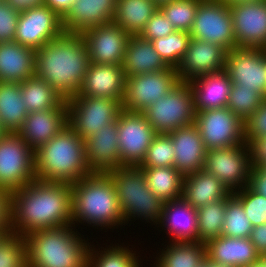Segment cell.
<instances>
[{
    "label": "cell",
    "instance_id": "8fae6325",
    "mask_svg": "<svg viewBox=\"0 0 266 267\" xmlns=\"http://www.w3.org/2000/svg\"><path fill=\"white\" fill-rule=\"evenodd\" d=\"M194 124L206 151L246 143L244 121L227 107L198 111Z\"/></svg>",
    "mask_w": 266,
    "mask_h": 267
},
{
    "label": "cell",
    "instance_id": "680465c9",
    "mask_svg": "<svg viewBox=\"0 0 266 267\" xmlns=\"http://www.w3.org/2000/svg\"><path fill=\"white\" fill-rule=\"evenodd\" d=\"M263 67H264V75H265V97H266V56L263 58Z\"/></svg>",
    "mask_w": 266,
    "mask_h": 267
},
{
    "label": "cell",
    "instance_id": "4316f807",
    "mask_svg": "<svg viewBox=\"0 0 266 267\" xmlns=\"http://www.w3.org/2000/svg\"><path fill=\"white\" fill-rule=\"evenodd\" d=\"M206 256L217 263L243 267L258 261L259 254L250 238L219 236L206 243Z\"/></svg>",
    "mask_w": 266,
    "mask_h": 267
},
{
    "label": "cell",
    "instance_id": "be15d7a7",
    "mask_svg": "<svg viewBox=\"0 0 266 267\" xmlns=\"http://www.w3.org/2000/svg\"><path fill=\"white\" fill-rule=\"evenodd\" d=\"M198 267H207V261L206 260H204V263H202L200 266H198Z\"/></svg>",
    "mask_w": 266,
    "mask_h": 267
},
{
    "label": "cell",
    "instance_id": "8992f818",
    "mask_svg": "<svg viewBox=\"0 0 266 267\" xmlns=\"http://www.w3.org/2000/svg\"><path fill=\"white\" fill-rule=\"evenodd\" d=\"M106 173L114 183L125 225L133 218H142L146 222L150 220L156 227L162 216L164 202L149 189L142 169L123 166Z\"/></svg>",
    "mask_w": 266,
    "mask_h": 267
},
{
    "label": "cell",
    "instance_id": "9c48e42d",
    "mask_svg": "<svg viewBox=\"0 0 266 267\" xmlns=\"http://www.w3.org/2000/svg\"><path fill=\"white\" fill-rule=\"evenodd\" d=\"M36 179L35 152L17 134L0 139V188L19 189Z\"/></svg>",
    "mask_w": 266,
    "mask_h": 267
},
{
    "label": "cell",
    "instance_id": "94428289",
    "mask_svg": "<svg viewBox=\"0 0 266 267\" xmlns=\"http://www.w3.org/2000/svg\"><path fill=\"white\" fill-rule=\"evenodd\" d=\"M7 132L3 129L2 124L0 122V139L3 138Z\"/></svg>",
    "mask_w": 266,
    "mask_h": 267
},
{
    "label": "cell",
    "instance_id": "52a82bcc",
    "mask_svg": "<svg viewBox=\"0 0 266 267\" xmlns=\"http://www.w3.org/2000/svg\"><path fill=\"white\" fill-rule=\"evenodd\" d=\"M158 134H168L194 124V92L189 82L179 81L166 95L142 111Z\"/></svg>",
    "mask_w": 266,
    "mask_h": 267
},
{
    "label": "cell",
    "instance_id": "f907efd6",
    "mask_svg": "<svg viewBox=\"0 0 266 267\" xmlns=\"http://www.w3.org/2000/svg\"><path fill=\"white\" fill-rule=\"evenodd\" d=\"M248 187L259 195L266 197V170L251 167Z\"/></svg>",
    "mask_w": 266,
    "mask_h": 267
},
{
    "label": "cell",
    "instance_id": "681fc988",
    "mask_svg": "<svg viewBox=\"0 0 266 267\" xmlns=\"http://www.w3.org/2000/svg\"><path fill=\"white\" fill-rule=\"evenodd\" d=\"M250 148L251 167L266 168V136L252 139Z\"/></svg>",
    "mask_w": 266,
    "mask_h": 267
},
{
    "label": "cell",
    "instance_id": "7a4b0ae2",
    "mask_svg": "<svg viewBox=\"0 0 266 267\" xmlns=\"http://www.w3.org/2000/svg\"><path fill=\"white\" fill-rule=\"evenodd\" d=\"M36 76L65 100L77 95L90 64L81 34L64 33L36 50Z\"/></svg>",
    "mask_w": 266,
    "mask_h": 267
},
{
    "label": "cell",
    "instance_id": "e575fe53",
    "mask_svg": "<svg viewBox=\"0 0 266 267\" xmlns=\"http://www.w3.org/2000/svg\"><path fill=\"white\" fill-rule=\"evenodd\" d=\"M20 89L28 113L62 107L67 102L47 82L36 75L20 82Z\"/></svg>",
    "mask_w": 266,
    "mask_h": 267
},
{
    "label": "cell",
    "instance_id": "bcb514c9",
    "mask_svg": "<svg viewBox=\"0 0 266 267\" xmlns=\"http://www.w3.org/2000/svg\"><path fill=\"white\" fill-rule=\"evenodd\" d=\"M266 136V98L253 114L244 121V138L248 144L252 139Z\"/></svg>",
    "mask_w": 266,
    "mask_h": 267
},
{
    "label": "cell",
    "instance_id": "11a10c76",
    "mask_svg": "<svg viewBox=\"0 0 266 267\" xmlns=\"http://www.w3.org/2000/svg\"><path fill=\"white\" fill-rule=\"evenodd\" d=\"M222 3L230 6L233 4H240V3H250V2H257V1H263V0H219Z\"/></svg>",
    "mask_w": 266,
    "mask_h": 267
},
{
    "label": "cell",
    "instance_id": "1f68e13d",
    "mask_svg": "<svg viewBox=\"0 0 266 267\" xmlns=\"http://www.w3.org/2000/svg\"><path fill=\"white\" fill-rule=\"evenodd\" d=\"M28 111L19 82H0V122L7 133H17Z\"/></svg>",
    "mask_w": 266,
    "mask_h": 267
},
{
    "label": "cell",
    "instance_id": "6da1fadb",
    "mask_svg": "<svg viewBox=\"0 0 266 267\" xmlns=\"http://www.w3.org/2000/svg\"><path fill=\"white\" fill-rule=\"evenodd\" d=\"M72 204L71 184L34 179L13 190V234L72 225Z\"/></svg>",
    "mask_w": 266,
    "mask_h": 267
},
{
    "label": "cell",
    "instance_id": "f546056e",
    "mask_svg": "<svg viewBox=\"0 0 266 267\" xmlns=\"http://www.w3.org/2000/svg\"><path fill=\"white\" fill-rule=\"evenodd\" d=\"M230 193L214 175L204 170L183 178L182 199L195 209L226 198Z\"/></svg>",
    "mask_w": 266,
    "mask_h": 267
},
{
    "label": "cell",
    "instance_id": "6125c7cd",
    "mask_svg": "<svg viewBox=\"0 0 266 267\" xmlns=\"http://www.w3.org/2000/svg\"><path fill=\"white\" fill-rule=\"evenodd\" d=\"M243 267H260V264L258 262H256L254 264H249V265L243 266Z\"/></svg>",
    "mask_w": 266,
    "mask_h": 267
},
{
    "label": "cell",
    "instance_id": "db71d44e",
    "mask_svg": "<svg viewBox=\"0 0 266 267\" xmlns=\"http://www.w3.org/2000/svg\"><path fill=\"white\" fill-rule=\"evenodd\" d=\"M76 0H45V5L63 17Z\"/></svg>",
    "mask_w": 266,
    "mask_h": 267
},
{
    "label": "cell",
    "instance_id": "5bb4252c",
    "mask_svg": "<svg viewBox=\"0 0 266 267\" xmlns=\"http://www.w3.org/2000/svg\"><path fill=\"white\" fill-rule=\"evenodd\" d=\"M176 68L126 77L122 109L142 112L166 95L178 82Z\"/></svg>",
    "mask_w": 266,
    "mask_h": 267
},
{
    "label": "cell",
    "instance_id": "e7e4bbea",
    "mask_svg": "<svg viewBox=\"0 0 266 267\" xmlns=\"http://www.w3.org/2000/svg\"><path fill=\"white\" fill-rule=\"evenodd\" d=\"M6 235L2 232H0V241L5 237Z\"/></svg>",
    "mask_w": 266,
    "mask_h": 267
},
{
    "label": "cell",
    "instance_id": "816d5d0a",
    "mask_svg": "<svg viewBox=\"0 0 266 267\" xmlns=\"http://www.w3.org/2000/svg\"><path fill=\"white\" fill-rule=\"evenodd\" d=\"M249 238L259 255L266 254V223L253 227Z\"/></svg>",
    "mask_w": 266,
    "mask_h": 267
},
{
    "label": "cell",
    "instance_id": "74e56055",
    "mask_svg": "<svg viewBox=\"0 0 266 267\" xmlns=\"http://www.w3.org/2000/svg\"><path fill=\"white\" fill-rule=\"evenodd\" d=\"M190 39V32L176 30L168 36L157 38L151 42L164 62L169 67L177 68L186 53Z\"/></svg>",
    "mask_w": 266,
    "mask_h": 267
},
{
    "label": "cell",
    "instance_id": "836d02e7",
    "mask_svg": "<svg viewBox=\"0 0 266 267\" xmlns=\"http://www.w3.org/2000/svg\"><path fill=\"white\" fill-rule=\"evenodd\" d=\"M149 189L164 203L182 198L184 176L175 167H140Z\"/></svg>",
    "mask_w": 266,
    "mask_h": 267
},
{
    "label": "cell",
    "instance_id": "7bdbcfd3",
    "mask_svg": "<svg viewBox=\"0 0 266 267\" xmlns=\"http://www.w3.org/2000/svg\"><path fill=\"white\" fill-rule=\"evenodd\" d=\"M174 146L168 134H158L150 144L139 167H173Z\"/></svg>",
    "mask_w": 266,
    "mask_h": 267
},
{
    "label": "cell",
    "instance_id": "d590c367",
    "mask_svg": "<svg viewBox=\"0 0 266 267\" xmlns=\"http://www.w3.org/2000/svg\"><path fill=\"white\" fill-rule=\"evenodd\" d=\"M226 198L211 202L197 209L198 242L206 243L212 238L221 236L224 225L227 200Z\"/></svg>",
    "mask_w": 266,
    "mask_h": 267
},
{
    "label": "cell",
    "instance_id": "6f0895ef",
    "mask_svg": "<svg viewBox=\"0 0 266 267\" xmlns=\"http://www.w3.org/2000/svg\"><path fill=\"white\" fill-rule=\"evenodd\" d=\"M260 267H266V254L259 255L258 261Z\"/></svg>",
    "mask_w": 266,
    "mask_h": 267
},
{
    "label": "cell",
    "instance_id": "9a60e30c",
    "mask_svg": "<svg viewBox=\"0 0 266 267\" xmlns=\"http://www.w3.org/2000/svg\"><path fill=\"white\" fill-rule=\"evenodd\" d=\"M64 33L62 17L44 4L20 12L14 41L38 50Z\"/></svg>",
    "mask_w": 266,
    "mask_h": 267
},
{
    "label": "cell",
    "instance_id": "7c38bea8",
    "mask_svg": "<svg viewBox=\"0 0 266 267\" xmlns=\"http://www.w3.org/2000/svg\"><path fill=\"white\" fill-rule=\"evenodd\" d=\"M116 121L122 167H139L158 133L142 112L122 109Z\"/></svg>",
    "mask_w": 266,
    "mask_h": 267
},
{
    "label": "cell",
    "instance_id": "484cf974",
    "mask_svg": "<svg viewBox=\"0 0 266 267\" xmlns=\"http://www.w3.org/2000/svg\"><path fill=\"white\" fill-rule=\"evenodd\" d=\"M36 50L15 41L0 43V82H23L36 74Z\"/></svg>",
    "mask_w": 266,
    "mask_h": 267
},
{
    "label": "cell",
    "instance_id": "60d3db41",
    "mask_svg": "<svg viewBox=\"0 0 266 267\" xmlns=\"http://www.w3.org/2000/svg\"><path fill=\"white\" fill-rule=\"evenodd\" d=\"M265 98L260 91H253L243 88V85L232 84L226 107L242 121H246Z\"/></svg>",
    "mask_w": 266,
    "mask_h": 267
},
{
    "label": "cell",
    "instance_id": "ac0fdd59",
    "mask_svg": "<svg viewBox=\"0 0 266 267\" xmlns=\"http://www.w3.org/2000/svg\"><path fill=\"white\" fill-rule=\"evenodd\" d=\"M236 48L266 49V1L229 6Z\"/></svg>",
    "mask_w": 266,
    "mask_h": 267
},
{
    "label": "cell",
    "instance_id": "83f0119b",
    "mask_svg": "<svg viewBox=\"0 0 266 267\" xmlns=\"http://www.w3.org/2000/svg\"><path fill=\"white\" fill-rule=\"evenodd\" d=\"M125 77L167 70L169 66L154 49L150 40L130 36L122 63Z\"/></svg>",
    "mask_w": 266,
    "mask_h": 267
},
{
    "label": "cell",
    "instance_id": "2e32d148",
    "mask_svg": "<svg viewBox=\"0 0 266 267\" xmlns=\"http://www.w3.org/2000/svg\"><path fill=\"white\" fill-rule=\"evenodd\" d=\"M89 60L96 64L122 65L130 35L114 22L95 26L82 34Z\"/></svg>",
    "mask_w": 266,
    "mask_h": 267
},
{
    "label": "cell",
    "instance_id": "f5cc1de1",
    "mask_svg": "<svg viewBox=\"0 0 266 267\" xmlns=\"http://www.w3.org/2000/svg\"><path fill=\"white\" fill-rule=\"evenodd\" d=\"M17 12H23L45 4V0H2Z\"/></svg>",
    "mask_w": 266,
    "mask_h": 267
},
{
    "label": "cell",
    "instance_id": "7402d4cb",
    "mask_svg": "<svg viewBox=\"0 0 266 267\" xmlns=\"http://www.w3.org/2000/svg\"><path fill=\"white\" fill-rule=\"evenodd\" d=\"M84 141L86 160L91 172L106 173L122 167L117 121L104 126Z\"/></svg>",
    "mask_w": 266,
    "mask_h": 267
},
{
    "label": "cell",
    "instance_id": "cb8c5ba5",
    "mask_svg": "<svg viewBox=\"0 0 266 267\" xmlns=\"http://www.w3.org/2000/svg\"><path fill=\"white\" fill-rule=\"evenodd\" d=\"M174 146L175 167L183 176L203 170L206 148L197 126L191 124L168 133Z\"/></svg>",
    "mask_w": 266,
    "mask_h": 267
},
{
    "label": "cell",
    "instance_id": "f6af8a7d",
    "mask_svg": "<svg viewBox=\"0 0 266 267\" xmlns=\"http://www.w3.org/2000/svg\"><path fill=\"white\" fill-rule=\"evenodd\" d=\"M175 31L176 29L172 26V22L158 9L146 23L140 36L152 41L160 37L168 36Z\"/></svg>",
    "mask_w": 266,
    "mask_h": 267
},
{
    "label": "cell",
    "instance_id": "3957f363",
    "mask_svg": "<svg viewBox=\"0 0 266 267\" xmlns=\"http://www.w3.org/2000/svg\"><path fill=\"white\" fill-rule=\"evenodd\" d=\"M71 186L74 228L78 222L100 226L101 230L125 225L114 183L107 173L92 172Z\"/></svg>",
    "mask_w": 266,
    "mask_h": 267
},
{
    "label": "cell",
    "instance_id": "ba28073f",
    "mask_svg": "<svg viewBox=\"0 0 266 267\" xmlns=\"http://www.w3.org/2000/svg\"><path fill=\"white\" fill-rule=\"evenodd\" d=\"M122 110L119 100L95 96H73L67 100V122L76 134L86 140L116 122Z\"/></svg>",
    "mask_w": 266,
    "mask_h": 267
},
{
    "label": "cell",
    "instance_id": "4dcf8cb0",
    "mask_svg": "<svg viewBox=\"0 0 266 267\" xmlns=\"http://www.w3.org/2000/svg\"><path fill=\"white\" fill-rule=\"evenodd\" d=\"M158 9L159 6L152 0H117L112 22L130 36L140 35Z\"/></svg>",
    "mask_w": 266,
    "mask_h": 267
},
{
    "label": "cell",
    "instance_id": "91938a15",
    "mask_svg": "<svg viewBox=\"0 0 266 267\" xmlns=\"http://www.w3.org/2000/svg\"><path fill=\"white\" fill-rule=\"evenodd\" d=\"M154 3H156L158 6H160L163 3L171 2L172 0H152Z\"/></svg>",
    "mask_w": 266,
    "mask_h": 267
},
{
    "label": "cell",
    "instance_id": "f35d334b",
    "mask_svg": "<svg viewBox=\"0 0 266 267\" xmlns=\"http://www.w3.org/2000/svg\"><path fill=\"white\" fill-rule=\"evenodd\" d=\"M253 226L246 216L242 203L232 195L227 200L222 236L235 238L250 237Z\"/></svg>",
    "mask_w": 266,
    "mask_h": 267
},
{
    "label": "cell",
    "instance_id": "f1b7e54d",
    "mask_svg": "<svg viewBox=\"0 0 266 267\" xmlns=\"http://www.w3.org/2000/svg\"><path fill=\"white\" fill-rule=\"evenodd\" d=\"M189 84L194 92L196 112L227 106L232 82L225 71L195 78Z\"/></svg>",
    "mask_w": 266,
    "mask_h": 267
},
{
    "label": "cell",
    "instance_id": "d6a6232c",
    "mask_svg": "<svg viewBox=\"0 0 266 267\" xmlns=\"http://www.w3.org/2000/svg\"><path fill=\"white\" fill-rule=\"evenodd\" d=\"M170 243V244H169ZM162 249L153 267H198L204 263L206 245L202 242H172ZM166 249V250H165Z\"/></svg>",
    "mask_w": 266,
    "mask_h": 267
},
{
    "label": "cell",
    "instance_id": "9f6ffc18",
    "mask_svg": "<svg viewBox=\"0 0 266 267\" xmlns=\"http://www.w3.org/2000/svg\"><path fill=\"white\" fill-rule=\"evenodd\" d=\"M205 260L207 261V267H232L230 265H226L223 263H217L215 261H212L207 256L205 257Z\"/></svg>",
    "mask_w": 266,
    "mask_h": 267
},
{
    "label": "cell",
    "instance_id": "5b68a950",
    "mask_svg": "<svg viewBox=\"0 0 266 267\" xmlns=\"http://www.w3.org/2000/svg\"><path fill=\"white\" fill-rule=\"evenodd\" d=\"M73 227L40 229L27 234V266L87 267L90 242L88 238L82 239Z\"/></svg>",
    "mask_w": 266,
    "mask_h": 267
},
{
    "label": "cell",
    "instance_id": "ffe728a7",
    "mask_svg": "<svg viewBox=\"0 0 266 267\" xmlns=\"http://www.w3.org/2000/svg\"><path fill=\"white\" fill-rule=\"evenodd\" d=\"M126 77L122 65L90 62L84 80L75 96H95L119 100L125 97Z\"/></svg>",
    "mask_w": 266,
    "mask_h": 267
},
{
    "label": "cell",
    "instance_id": "277c9868",
    "mask_svg": "<svg viewBox=\"0 0 266 267\" xmlns=\"http://www.w3.org/2000/svg\"><path fill=\"white\" fill-rule=\"evenodd\" d=\"M36 179L73 184L91 174L85 141L66 125L55 137L35 151Z\"/></svg>",
    "mask_w": 266,
    "mask_h": 267
},
{
    "label": "cell",
    "instance_id": "ee69618b",
    "mask_svg": "<svg viewBox=\"0 0 266 267\" xmlns=\"http://www.w3.org/2000/svg\"><path fill=\"white\" fill-rule=\"evenodd\" d=\"M233 195L242 203L253 227L266 223V197L254 192L248 186L234 192Z\"/></svg>",
    "mask_w": 266,
    "mask_h": 267
},
{
    "label": "cell",
    "instance_id": "b9f144b4",
    "mask_svg": "<svg viewBox=\"0 0 266 267\" xmlns=\"http://www.w3.org/2000/svg\"><path fill=\"white\" fill-rule=\"evenodd\" d=\"M0 267H28L25 236L11 234L0 241Z\"/></svg>",
    "mask_w": 266,
    "mask_h": 267
},
{
    "label": "cell",
    "instance_id": "d6986e66",
    "mask_svg": "<svg viewBox=\"0 0 266 267\" xmlns=\"http://www.w3.org/2000/svg\"><path fill=\"white\" fill-rule=\"evenodd\" d=\"M266 49L237 47L226 54L225 72L232 84L260 91L265 96L263 58Z\"/></svg>",
    "mask_w": 266,
    "mask_h": 267
},
{
    "label": "cell",
    "instance_id": "ab89813d",
    "mask_svg": "<svg viewBox=\"0 0 266 267\" xmlns=\"http://www.w3.org/2000/svg\"><path fill=\"white\" fill-rule=\"evenodd\" d=\"M202 0H172L159 6V10L172 22V26L178 31L190 32L196 10Z\"/></svg>",
    "mask_w": 266,
    "mask_h": 267
},
{
    "label": "cell",
    "instance_id": "603a6c76",
    "mask_svg": "<svg viewBox=\"0 0 266 267\" xmlns=\"http://www.w3.org/2000/svg\"><path fill=\"white\" fill-rule=\"evenodd\" d=\"M117 0H76L62 17L67 34H82L85 30L112 22Z\"/></svg>",
    "mask_w": 266,
    "mask_h": 267
},
{
    "label": "cell",
    "instance_id": "c3c4849f",
    "mask_svg": "<svg viewBox=\"0 0 266 267\" xmlns=\"http://www.w3.org/2000/svg\"><path fill=\"white\" fill-rule=\"evenodd\" d=\"M12 195V190L0 188V232L6 236L13 234Z\"/></svg>",
    "mask_w": 266,
    "mask_h": 267
},
{
    "label": "cell",
    "instance_id": "7dc6e473",
    "mask_svg": "<svg viewBox=\"0 0 266 267\" xmlns=\"http://www.w3.org/2000/svg\"><path fill=\"white\" fill-rule=\"evenodd\" d=\"M19 15L20 12L0 1V43L14 41Z\"/></svg>",
    "mask_w": 266,
    "mask_h": 267
},
{
    "label": "cell",
    "instance_id": "4fadbf2b",
    "mask_svg": "<svg viewBox=\"0 0 266 267\" xmlns=\"http://www.w3.org/2000/svg\"><path fill=\"white\" fill-rule=\"evenodd\" d=\"M190 36L219 44L227 51L236 48L229 6L219 0H202L196 10Z\"/></svg>",
    "mask_w": 266,
    "mask_h": 267
},
{
    "label": "cell",
    "instance_id": "30bf717a",
    "mask_svg": "<svg viewBox=\"0 0 266 267\" xmlns=\"http://www.w3.org/2000/svg\"><path fill=\"white\" fill-rule=\"evenodd\" d=\"M203 170L214 175L231 193L248 186L251 170L248 144L207 151Z\"/></svg>",
    "mask_w": 266,
    "mask_h": 267
},
{
    "label": "cell",
    "instance_id": "e0dca14e",
    "mask_svg": "<svg viewBox=\"0 0 266 267\" xmlns=\"http://www.w3.org/2000/svg\"><path fill=\"white\" fill-rule=\"evenodd\" d=\"M227 50L219 44L191 38L186 53L176 68L180 81L225 70Z\"/></svg>",
    "mask_w": 266,
    "mask_h": 267
},
{
    "label": "cell",
    "instance_id": "d4e9b609",
    "mask_svg": "<svg viewBox=\"0 0 266 267\" xmlns=\"http://www.w3.org/2000/svg\"><path fill=\"white\" fill-rule=\"evenodd\" d=\"M197 224V209L182 198L164 203L158 227L166 230L172 242H198Z\"/></svg>",
    "mask_w": 266,
    "mask_h": 267
},
{
    "label": "cell",
    "instance_id": "44dd1931",
    "mask_svg": "<svg viewBox=\"0 0 266 267\" xmlns=\"http://www.w3.org/2000/svg\"><path fill=\"white\" fill-rule=\"evenodd\" d=\"M66 125H68L67 102L62 107L28 113L17 134L35 152Z\"/></svg>",
    "mask_w": 266,
    "mask_h": 267
},
{
    "label": "cell",
    "instance_id": "8d00e7d4",
    "mask_svg": "<svg viewBox=\"0 0 266 267\" xmlns=\"http://www.w3.org/2000/svg\"><path fill=\"white\" fill-rule=\"evenodd\" d=\"M93 247V248H92ZM109 247V248H108ZM107 248L101 247V250H96L90 244L88 251V266L87 267H140L142 263L139 256H136L129 246L112 245ZM103 248V250H102ZM131 249V250H129Z\"/></svg>",
    "mask_w": 266,
    "mask_h": 267
}]
</instances>
